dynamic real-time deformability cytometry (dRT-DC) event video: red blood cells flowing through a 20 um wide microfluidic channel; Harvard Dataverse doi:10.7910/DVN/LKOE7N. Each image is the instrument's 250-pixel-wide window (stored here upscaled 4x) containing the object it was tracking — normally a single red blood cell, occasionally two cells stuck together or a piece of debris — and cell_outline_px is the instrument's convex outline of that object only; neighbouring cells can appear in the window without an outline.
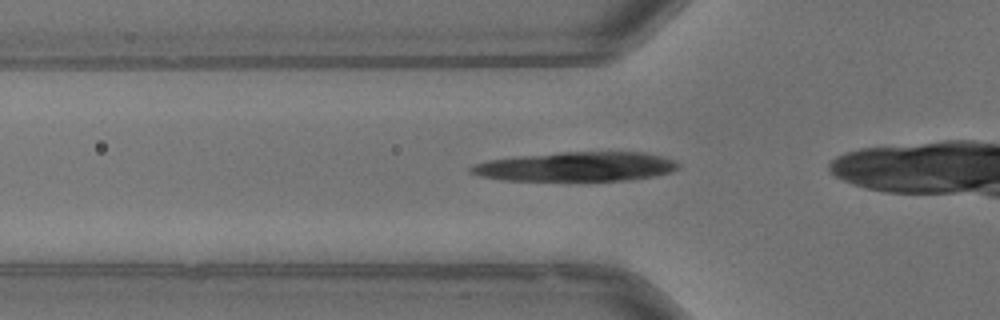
{"species": "common noctule bat (a hibernating species)", "species_latin": "Nyctalus noctula", "temperature_condition": "warm", "stored_images_in_passage": 14, "camera_frame_rate_fps": 3000, "um_per_image_px": 0.085, "animal": {"sex": "male", "body_mass_g": 13.3}, "frame": {"image": 1, "passage_image": 7, "time_ms": 2.0, "image_size_px": [1000, 320], "cell_outline_px": [[680, 164], [676, 168], [668, 172], [652, 176], [628, 180], [504, 180], [480, 176], [468, 172], [468, 168], [476, 164], [488, 160], [516, 156], [560, 152], [644, 152], [660, 156], [672, 160]], "centroid_in_image_um": [48.92, 14.15], "position_along_channel_um": 76.9, "area_um2": 35.14}}
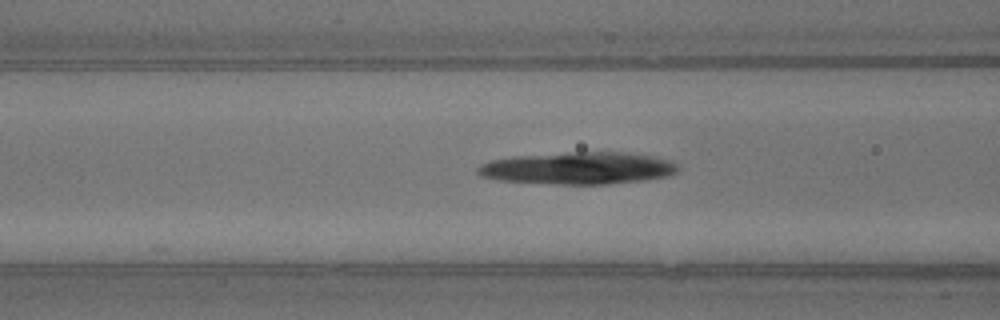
{"frame": {"image": 2, "passage_image": 10, "time_ms": 3.0, "image_size_px": [1000, 320], "cell_outline_px": [[676, 172], [668, 176], [644, 180], [608, 184], [556, 184], [496, 180], [480, 176], [476, 172], [476, 168], [480, 164], [492, 160], [512, 156], [568, 152], [632, 152], [672, 160], [676, 164]], "centroid_in_image_um": [49.11, 14.29], "position_along_channel_um": 117.5, "area_um2": 37.86}}